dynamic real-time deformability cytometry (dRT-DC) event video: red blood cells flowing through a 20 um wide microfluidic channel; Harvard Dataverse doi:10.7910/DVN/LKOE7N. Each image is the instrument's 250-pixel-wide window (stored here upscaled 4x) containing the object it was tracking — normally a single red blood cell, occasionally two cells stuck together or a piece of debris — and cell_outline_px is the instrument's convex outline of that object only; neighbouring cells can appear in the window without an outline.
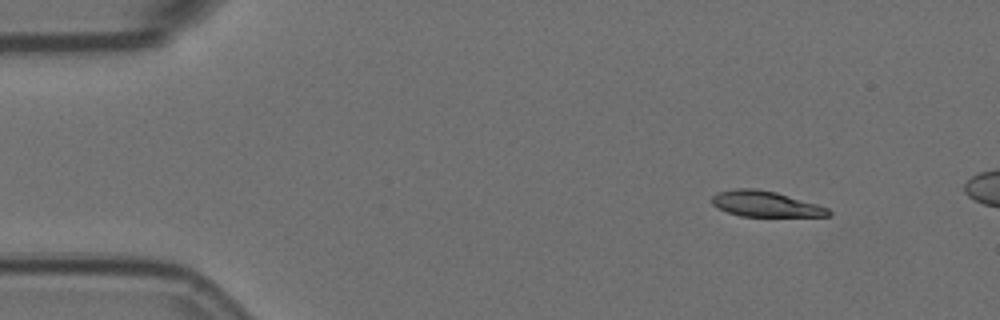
{"species": "Egyptian fruit bat (a non-hibernating species)", "species_latin": "Rousettus aegyptiacus", "temperature_condition": "room temperature", "stored_images_in_passage": 4, "camera_frame_rate_fps": 3000, "um_per_image_px": 0.085, "animal": {"sex": "female"}, "frame": {"image": 1, "passage_image": 1, "time_ms": 0.0, "image_size_px": [1000, 320], "cell_outline_px": [[832, 212], [828, 216], [740, 216], [716, 208], [712, 204], [712, 196], [716, 192], [736, 188], [756, 188], [776, 192], [816, 204], [828, 208]], "centroid_in_image_um": [65.01, 17.33], "position_along_channel_um": 20.0, "area_um2": 17.4}}